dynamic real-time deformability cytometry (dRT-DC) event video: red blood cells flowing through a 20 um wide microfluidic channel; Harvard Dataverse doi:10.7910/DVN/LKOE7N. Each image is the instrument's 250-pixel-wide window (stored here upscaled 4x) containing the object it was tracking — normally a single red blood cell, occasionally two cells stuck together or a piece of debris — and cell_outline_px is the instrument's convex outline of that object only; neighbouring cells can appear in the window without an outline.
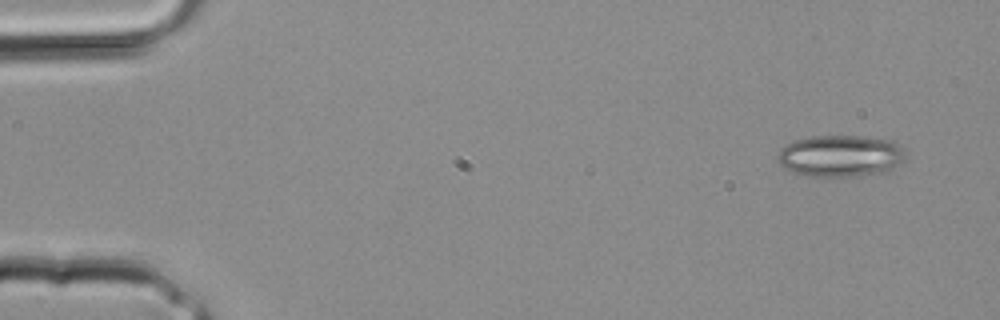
{"species": "common noctule bat (a hibernating species)", "species_latin": "Nyctalus noctula", "temperature_condition": "room temperature", "stored_images_in_passage": 13, "camera_frame_rate_fps": 3000, "um_per_image_px": 0.085, "animal": {"sex": "male", "body_mass_g": 20.4}, "frame": {"image": 1, "passage_image": 1, "time_ms": 0.0, "image_size_px": [1000, 320], "cell_outline_px": [[904, 156], [888, 172], [860, 176], [808, 176], [796, 172], [780, 164], [776, 160], [776, 156], [780, 148], [796, 140], [812, 136], [856, 136], [888, 140], [904, 148]], "centroid_in_image_um": [71.41, 13.26], "position_along_channel_um": 13.6, "area_um2": 30.69}}
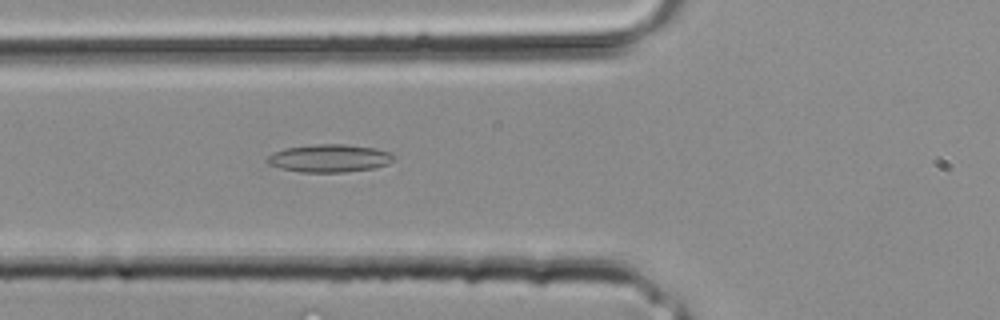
{"frame": {"image": 2, "passage_image": 11, "time_ms": 3.333, "image_size_px": [1000, 320], "cell_outline_px": [[396, 156], [388, 164], [372, 168], [344, 172], [300, 172], [280, 168], [268, 164], [264, 160], [272, 152], [284, 148], [312, 144], [344, 144], [376, 148], [388, 152]], "centroid_in_image_um": [27.95, 13.44], "position_along_channel_um": 97.9, "area_um2": 20.63}}
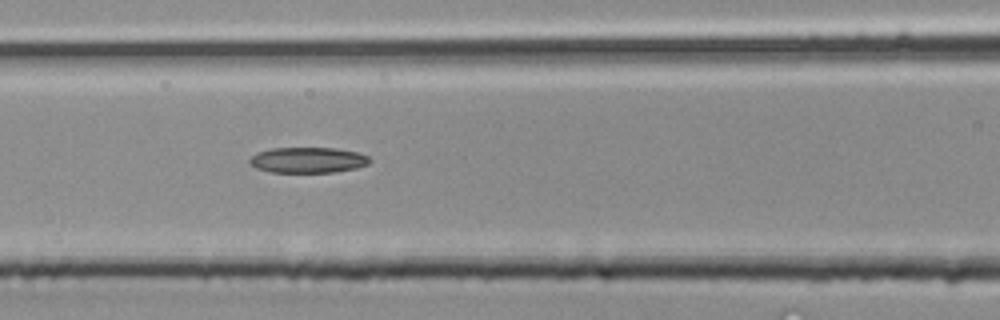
{"frame": {"image": 3, "passage_image": 13, "time_ms": 4.0, "image_size_px": [1000, 320], "cell_outline_px": [[372, 160], [368, 164], [356, 168], [332, 172], [272, 172], [256, 168], [248, 164], [248, 160], [256, 152], [272, 148], [336, 148], [356, 152], [368, 156]], "centroid_in_image_um": [26.14, 13.6], "position_along_channel_um": 140.5, "area_um2": 17.98}}